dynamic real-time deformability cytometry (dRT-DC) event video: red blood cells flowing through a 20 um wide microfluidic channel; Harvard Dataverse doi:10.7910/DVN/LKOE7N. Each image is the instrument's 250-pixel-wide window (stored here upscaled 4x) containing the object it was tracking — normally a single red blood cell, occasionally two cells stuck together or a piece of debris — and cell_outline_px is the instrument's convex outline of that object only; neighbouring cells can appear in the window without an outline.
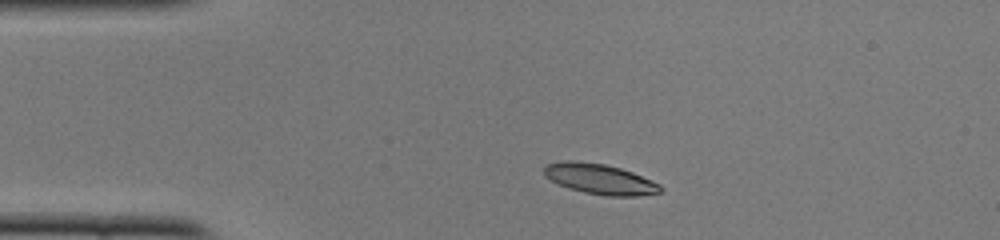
{"species": "common noctule bat (a hibernating species)", "species_latin": "Nyctalus noctula", "temperature_condition": "cold", "stored_images_in_passage": 46, "camera_frame_rate_fps": 3000, "um_per_image_px": 0.085, "animal": {"sex": "female", "body_mass_g": 22.0, "forearm_length_mm": 56.7}, "frame": {"image": 1, "passage_image": 5, "time_ms": 1.333, "image_size_px": [1000, 240], "cell_outline_px": [[664, 188], [660, 192], [636, 196], [604, 196], [584, 192], [568, 188], [544, 176], [544, 164], [564, 160], [576, 160], [604, 164], [620, 168], [632, 172], [660, 184]], "centroid_in_image_um": [50.97, 15.21], "position_along_channel_um": 34.0, "area_um2": 20.63}}
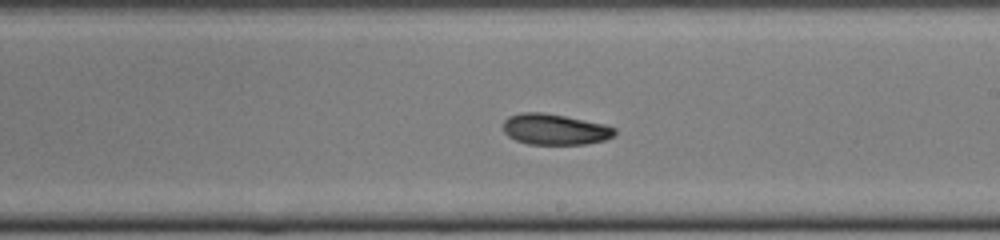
{"frame": {"image": 2, "passage_image": 24, "time_ms": 7.667, "image_size_px": [1000, 240], "cell_outline_px": [[616, 132], [612, 136], [604, 140], [584, 144], [528, 144], [516, 140], [508, 136], [504, 132], [504, 120], [508, 116], [520, 112], [544, 112], [604, 124], [616, 128]], "centroid_in_image_um": [47.13, 10.99], "position_along_channel_um": 241.9, "area_um2": 20.0}}
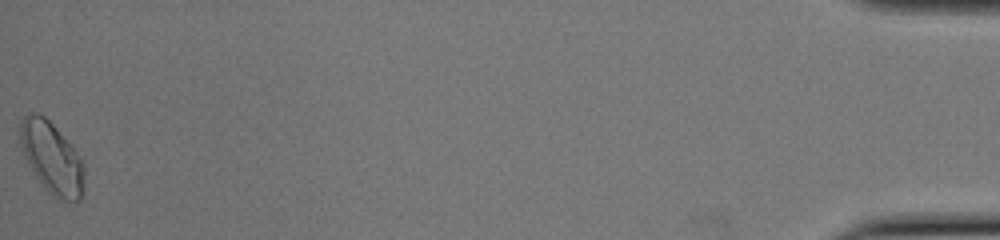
{"frame": {"image": 3, "passage_image": 46, "time_ms": 15.0, "image_size_px": [1000, 240], "cell_outline_px": [[84, 192], [80, 200], [60, 204], [44, 188], [28, 164], [20, 140], [20, 120], [28, 112], [36, 112], [44, 116], [56, 128], [80, 156], [84, 164]], "centroid_in_image_um": [4.43, 13.48], "position_along_channel_um": 430.8, "area_um2": 27.05}, "authors_computed_cell_mechanics": {"area_um2": 20.6635, "velocity_mm_per_s": 3.893, "shape_relaxation_time_tau1_ms": 6.532, "shape_relaxation_time_tau2_ms": null, "deformation_change_tau1": 0.1324, "deformation_change_tau2": null}}